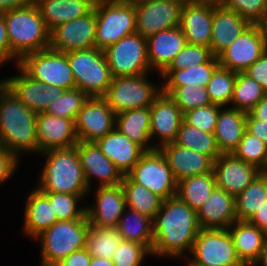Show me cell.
I'll return each instance as SVG.
<instances>
[{"instance_id": "obj_12", "label": "cell", "mask_w": 267, "mask_h": 266, "mask_svg": "<svg viewBox=\"0 0 267 266\" xmlns=\"http://www.w3.org/2000/svg\"><path fill=\"white\" fill-rule=\"evenodd\" d=\"M127 176L163 200L177 195L178 182L159 149L146 152Z\"/></svg>"}, {"instance_id": "obj_33", "label": "cell", "mask_w": 267, "mask_h": 266, "mask_svg": "<svg viewBox=\"0 0 267 266\" xmlns=\"http://www.w3.org/2000/svg\"><path fill=\"white\" fill-rule=\"evenodd\" d=\"M115 128L146 152L156 150L154 143L150 142V107L117 113Z\"/></svg>"}, {"instance_id": "obj_3", "label": "cell", "mask_w": 267, "mask_h": 266, "mask_svg": "<svg viewBox=\"0 0 267 266\" xmlns=\"http://www.w3.org/2000/svg\"><path fill=\"white\" fill-rule=\"evenodd\" d=\"M41 155L47 156L38 179L37 188L41 192L89 195L76 146L48 150Z\"/></svg>"}, {"instance_id": "obj_39", "label": "cell", "mask_w": 267, "mask_h": 266, "mask_svg": "<svg viewBox=\"0 0 267 266\" xmlns=\"http://www.w3.org/2000/svg\"><path fill=\"white\" fill-rule=\"evenodd\" d=\"M175 144L197 151L215 161L220 155L214 133H207L183 120L178 130Z\"/></svg>"}, {"instance_id": "obj_54", "label": "cell", "mask_w": 267, "mask_h": 266, "mask_svg": "<svg viewBox=\"0 0 267 266\" xmlns=\"http://www.w3.org/2000/svg\"><path fill=\"white\" fill-rule=\"evenodd\" d=\"M246 131L267 144V121L254 119L247 113Z\"/></svg>"}, {"instance_id": "obj_28", "label": "cell", "mask_w": 267, "mask_h": 266, "mask_svg": "<svg viewBox=\"0 0 267 266\" xmlns=\"http://www.w3.org/2000/svg\"><path fill=\"white\" fill-rule=\"evenodd\" d=\"M252 24L238 13L215 5L212 17L210 49L218 57L235 39Z\"/></svg>"}, {"instance_id": "obj_25", "label": "cell", "mask_w": 267, "mask_h": 266, "mask_svg": "<svg viewBox=\"0 0 267 266\" xmlns=\"http://www.w3.org/2000/svg\"><path fill=\"white\" fill-rule=\"evenodd\" d=\"M201 229H228L236 220L235 197L215 187L197 211Z\"/></svg>"}, {"instance_id": "obj_15", "label": "cell", "mask_w": 267, "mask_h": 266, "mask_svg": "<svg viewBox=\"0 0 267 266\" xmlns=\"http://www.w3.org/2000/svg\"><path fill=\"white\" fill-rule=\"evenodd\" d=\"M96 10L83 17L60 24L50 31L49 48L69 51L95 48Z\"/></svg>"}, {"instance_id": "obj_52", "label": "cell", "mask_w": 267, "mask_h": 266, "mask_svg": "<svg viewBox=\"0 0 267 266\" xmlns=\"http://www.w3.org/2000/svg\"><path fill=\"white\" fill-rule=\"evenodd\" d=\"M244 73L256 80L267 94V51L249 66Z\"/></svg>"}, {"instance_id": "obj_2", "label": "cell", "mask_w": 267, "mask_h": 266, "mask_svg": "<svg viewBox=\"0 0 267 266\" xmlns=\"http://www.w3.org/2000/svg\"><path fill=\"white\" fill-rule=\"evenodd\" d=\"M36 116L0 81V146L18 158L22 152L38 154Z\"/></svg>"}, {"instance_id": "obj_6", "label": "cell", "mask_w": 267, "mask_h": 266, "mask_svg": "<svg viewBox=\"0 0 267 266\" xmlns=\"http://www.w3.org/2000/svg\"><path fill=\"white\" fill-rule=\"evenodd\" d=\"M90 224L87 216L80 220L57 221L35 240L41 241L40 264L61 262L72 252L85 248Z\"/></svg>"}, {"instance_id": "obj_42", "label": "cell", "mask_w": 267, "mask_h": 266, "mask_svg": "<svg viewBox=\"0 0 267 266\" xmlns=\"http://www.w3.org/2000/svg\"><path fill=\"white\" fill-rule=\"evenodd\" d=\"M237 72L219 66L213 73L206 89L212 104L226 106L233 96Z\"/></svg>"}, {"instance_id": "obj_61", "label": "cell", "mask_w": 267, "mask_h": 266, "mask_svg": "<svg viewBox=\"0 0 267 266\" xmlns=\"http://www.w3.org/2000/svg\"><path fill=\"white\" fill-rule=\"evenodd\" d=\"M261 30L263 32L264 43H265V50L267 51V15L265 18L259 23Z\"/></svg>"}, {"instance_id": "obj_53", "label": "cell", "mask_w": 267, "mask_h": 266, "mask_svg": "<svg viewBox=\"0 0 267 266\" xmlns=\"http://www.w3.org/2000/svg\"><path fill=\"white\" fill-rule=\"evenodd\" d=\"M11 59H15V65H18L19 59L11 52L10 49L4 16L0 14V66L3 64L5 65L8 61L10 62Z\"/></svg>"}, {"instance_id": "obj_8", "label": "cell", "mask_w": 267, "mask_h": 266, "mask_svg": "<svg viewBox=\"0 0 267 266\" xmlns=\"http://www.w3.org/2000/svg\"><path fill=\"white\" fill-rule=\"evenodd\" d=\"M18 66L32 79L63 90L76 88L67 54L46 48L24 55Z\"/></svg>"}, {"instance_id": "obj_37", "label": "cell", "mask_w": 267, "mask_h": 266, "mask_svg": "<svg viewBox=\"0 0 267 266\" xmlns=\"http://www.w3.org/2000/svg\"><path fill=\"white\" fill-rule=\"evenodd\" d=\"M267 200V172H261L235 197L237 220L248 221Z\"/></svg>"}, {"instance_id": "obj_55", "label": "cell", "mask_w": 267, "mask_h": 266, "mask_svg": "<svg viewBox=\"0 0 267 266\" xmlns=\"http://www.w3.org/2000/svg\"><path fill=\"white\" fill-rule=\"evenodd\" d=\"M91 259H92V256L84 248V249L72 252L62 262H64L67 266H90Z\"/></svg>"}, {"instance_id": "obj_5", "label": "cell", "mask_w": 267, "mask_h": 266, "mask_svg": "<svg viewBox=\"0 0 267 266\" xmlns=\"http://www.w3.org/2000/svg\"><path fill=\"white\" fill-rule=\"evenodd\" d=\"M95 48L105 50L127 35L136 32L134 1L97 0Z\"/></svg>"}, {"instance_id": "obj_17", "label": "cell", "mask_w": 267, "mask_h": 266, "mask_svg": "<svg viewBox=\"0 0 267 266\" xmlns=\"http://www.w3.org/2000/svg\"><path fill=\"white\" fill-rule=\"evenodd\" d=\"M19 74L1 81L35 113L45 112L51 102L60 97L65 90L58 86H47L29 77L18 65Z\"/></svg>"}, {"instance_id": "obj_24", "label": "cell", "mask_w": 267, "mask_h": 266, "mask_svg": "<svg viewBox=\"0 0 267 266\" xmlns=\"http://www.w3.org/2000/svg\"><path fill=\"white\" fill-rule=\"evenodd\" d=\"M158 149L165 156L177 182L213 171L214 161L197 151L181 147L174 142L164 144Z\"/></svg>"}, {"instance_id": "obj_60", "label": "cell", "mask_w": 267, "mask_h": 266, "mask_svg": "<svg viewBox=\"0 0 267 266\" xmlns=\"http://www.w3.org/2000/svg\"><path fill=\"white\" fill-rule=\"evenodd\" d=\"M260 264H262V266H267V241L261 250L259 259L254 263L253 266H261Z\"/></svg>"}, {"instance_id": "obj_34", "label": "cell", "mask_w": 267, "mask_h": 266, "mask_svg": "<svg viewBox=\"0 0 267 266\" xmlns=\"http://www.w3.org/2000/svg\"><path fill=\"white\" fill-rule=\"evenodd\" d=\"M220 66L218 57H212L208 62L194 65L188 69L164 70L160 77L164 79L162 87H179L198 85L205 87L210 81L214 71Z\"/></svg>"}, {"instance_id": "obj_30", "label": "cell", "mask_w": 267, "mask_h": 266, "mask_svg": "<svg viewBox=\"0 0 267 266\" xmlns=\"http://www.w3.org/2000/svg\"><path fill=\"white\" fill-rule=\"evenodd\" d=\"M246 118V112L231 106L220 108L214 136L221 154H231L237 148L246 130Z\"/></svg>"}, {"instance_id": "obj_18", "label": "cell", "mask_w": 267, "mask_h": 266, "mask_svg": "<svg viewBox=\"0 0 267 266\" xmlns=\"http://www.w3.org/2000/svg\"><path fill=\"white\" fill-rule=\"evenodd\" d=\"M36 132L38 154L52 149L71 148L79 142L75 120L56 117L44 112L37 113Z\"/></svg>"}, {"instance_id": "obj_36", "label": "cell", "mask_w": 267, "mask_h": 266, "mask_svg": "<svg viewBox=\"0 0 267 266\" xmlns=\"http://www.w3.org/2000/svg\"><path fill=\"white\" fill-rule=\"evenodd\" d=\"M215 187V176L211 171L180 180L176 196L197 212Z\"/></svg>"}, {"instance_id": "obj_11", "label": "cell", "mask_w": 267, "mask_h": 266, "mask_svg": "<svg viewBox=\"0 0 267 266\" xmlns=\"http://www.w3.org/2000/svg\"><path fill=\"white\" fill-rule=\"evenodd\" d=\"M112 77L148 74L147 40L135 32L104 50Z\"/></svg>"}, {"instance_id": "obj_14", "label": "cell", "mask_w": 267, "mask_h": 266, "mask_svg": "<svg viewBox=\"0 0 267 266\" xmlns=\"http://www.w3.org/2000/svg\"><path fill=\"white\" fill-rule=\"evenodd\" d=\"M116 114L103 97H88L75 119L78 141L96 142L115 128Z\"/></svg>"}, {"instance_id": "obj_40", "label": "cell", "mask_w": 267, "mask_h": 266, "mask_svg": "<svg viewBox=\"0 0 267 266\" xmlns=\"http://www.w3.org/2000/svg\"><path fill=\"white\" fill-rule=\"evenodd\" d=\"M123 241L117 227L99 228L90 226L85 249L92 257L112 259Z\"/></svg>"}, {"instance_id": "obj_45", "label": "cell", "mask_w": 267, "mask_h": 266, "mask_svg": "<svg viewBox=\"0 0 267 266\" xmlns=\"http://www.w3.org/2000/svg\"><path fill=\"white\" fill-rule=\"evenodd\" d=\"M52 205L57 221L80 220L86 216V206L78 203L86 195H73L59 192H42Z\"/></svg>"}, {"instance_id": "obj_16", "label": "cell", "mask_w": 267, "mask_h": 266, "mask_svg": "<svg viewBox=\"0 0 267 266\" xmlns=\"http://www.w3.org/2000/svg\"><path fill=\"white\" fill-rule=\"evenodd\" d=\"M265 51L261 27L252 24L218 56V61L223 68L237 73L244 72Z\"/></svg>"}, {"instance_id": "obj_7", "label": "cell", "mask_w": 267, "mask_h": 266, "mask_svg": "<svg viewBox=\"0 0 267 266\" xmlns=\"http://www.w3.org/2000/svg\"><path fill=\"white\" fill-rule=\"evenodd\" d=\"M66 54L76 88L88 97H103L113 78L104 51L89 48Z\"/></svg>"}, {"instance_id": "obj_50", "label": "cell", "mask_w": 267, "mask_h": 266, "mask_svg": "<svg viewBox=\"0 0 267 266\" xmlns=\"http://www.w3.org/2000/svg\"><path fill=\"white\" fill-rule=\"evenodd\" d=\"M148 255L152 254L145 246L123 240L111 260L115 266H141Z\"/></svg>"}, {"instance_id": "obj_26", "label": "cell", "mask_w": 267, "mask_h": 266, "mask_svg": "<svg viewBox=\"0 0 267 266\" xmlns=\"http://www.w3.org/2000/svg\"><path fill=\"white\" fill-rule=\"evenodd\" d=\"M95 143L123 175H127L146 153L141 146L132 142L116 128Z\"/></svg>"}, {"instance_id": "obj_35", "label": "cell", "mask_w": 267, "mask_h": 266, "mask_svg": "<svg viewBox=\"0 0 267 266\" xmlns=\"http://www.w3.org/2000/svg\"><path fill=\"white\" fill-rule=\"evenodd\" d=\"M117 229L124 241L141 244L151 252L154 241L151 218L126 207L119 220Z\"/></svg>"}, {"instance_id": "obj_48", "label": "cell", "mask_w": 267, "mask_h": 266, "mask_svg": "<svg viewBox=\"0 0 267 266\" xmlns=\"http://www.w3.org/2000/svg\"><path fill=\"white\" fill-rule=\"evenodd\" d=\"M221 5L251 24H259L267 15V0H223Z\"/></svg>"}, {"instance_id": "obj_27", "label": "cell", "mask_w": 267, "mask_h": 266, "mask_svg": "<svg viewBox=\"0 0 267 266\" xmlns=\"http://www.w3.org/2000/svg\"><path fill=\"white\" fill-rule=\"evenodd\" d=\"M147 56L151 70L161 74L187 45L181 28L174 27L160 31L147 39Z\"/></svg>"}, {"instance_id": "obj_57", "label": "cell", "mask_w": 267, "mask_h": 266, "mask_svg": "<svg viewBox=\"0 0 267 266\" xmlns=\"http://www.w3.org/2000/svg\"><path fill=\"white\" fill-rule=\"evenodd\" d=\"M36 0H0V14L34 4Z\"/></svg>"}, {"instance_id": "obj_4", "label": "cell", "mask_w": 267, "mask_h": 266, "mask_svg": "<svg viewBox=\"0 0 267 266\" xmlns=\"http://www.w3.org/2000/svg\"><path fill=\"white\" fill-rule=\"evenodd\" d=\"M2 15L7 26L11 52L19 60L26 54L49 48L50 31L35 3Z\"/></svg>"}, {"instance_id": "obj_19", "label": "cell", "mask_w": 267, "mask_h": 266, "mask_svg": "<svg viewBox=\"0 0 267 266\" xmlns=\"http://www.w3.org/2000/svg\"><path fill=\"white\" fill-rule=\"evenodd\" d=\"M80 164L89 188L92 184V176L98 179L100 187L115 186L121 184L124 175L99 149L95 142H81L76 145Z\"/></svg>"}, {"instance_id": "obj_41", "label": "cell", "mask_w": 267, "mask_h": 266, "mask_svg": "<svg viewBox=\"0 0 267 266\" xmlns=\"http://www.w3.org/2000/svg\"><path fill=\"white\" fill-rule=\"evenodd\" d=\"M266 95V92L256 80L250 78L244 72H238L230 105L249 113Z\"/></svg>"}, {"instance_id": "obj_47", "label": "cell", "mask_w": 267, "mask_h": 266, "mask_svg": "<svg viewBox=\"0 0 267 266\" xmlns=\"http://www.w3.org/2000/svg\"><path fill=\"white\" fill-rule=\"evenodd\" d=\"M213 56L210 48L187 43L165 70L188 69L208 62Z\"/></svg>"}, {"instance_id": "obj_58", "label": "cell", "mask_w": 267, "mask_h": 266, "mask_svg": "<svg viewBox=\"0 0 267 266\" xmlns=\"http://www.w3.org/2000/svg\"><path fill=\"white\" fill-rule=\"evenodd\" d=\"M248 114L254 119L267 121V95L263 97Z\"/></svg>"}, {"instance_id": "obj_23", "label": "cell", "mask_w": 267, "mask_h": 266, "mask_svg": "<svg viewBox=\"0 0 267 266\" xmlns=\"http://www.w3.org/2000/svg\"><path fill=\"white\" fill-rule=\"evenodd\" d=\"M214 4L187 2L181 10L179 27L188 44L210 48Z\"/></svg>"}, {"instance_id": "obj_44", "label": "cell", "mask_w": 267, "mask_h": 266, "mask_svg": "<svg viewBox=\"0 0 267 266\" xmlns=\"http://www.w3.org/2000/svg\"><path fill=\"white\" fill-rule=\"evenodd\" d=\"M161 88L163 93L168 94L175 101L183 114L191 109L211 104L207 89L200 85Z\"/></svg>"}, {"instance_id": "obj_59", "label": "cell", "mask_w": 267, "mask_h": 266, "mask_svg": "<svg viewBox=\"0 0 267 266\" xmlns=\"http://www.w3.org/2000/svg\"><path fill=\"white\" fill-rule=\"evenodd\" d=\"M90 266H115L111 259L92 257Z\"/></svg>"}, {"instance_id": "obj_13", "label": "cell", "mask_w": 267, "mask_h": 266, "mask_svg": "<svg viewBox=\"0 0 267 266\" xmlns=\"http://www.w3.org/2000/svg\"><path fill=\"white\" fill-rule=\"evenodd\" d=\"M136 32L143 38L180 24L183 4L175 0H135Z\"/></svg>"}, {"instance_id": "obj_29", "label": "cell", "mask_w": 267, "mask_h": 266, "mask_svg": "<svg viewBox=\"0 0 267 266\" xmlns=\"http://www.w3.org/2000/svg\"><path fill=\"white\" fill-rule=\"evenodd\" d=\"M228 231L238 258L245 266H253L267 241V234L249 221L236 220Z\"/></svg>"}, {"instance_id": "obj_22", "label": "cell", "mask_w": 267, "mask_h": 266, "mask_svg": "<svg viewBox=\"0 0 267 266\" xmlns=\"http://www.w3.org/2000/svg\"><path fill=\"white\" fill-rule=\"evenodd\" d=\"M216 186L238 196L261 173L255 166L231 154H221L213 164Z\"/></svg>"}, {"instance_id": "obj_38", "label": "cell", "mask_w": 267, "mask_h": 266, "mask_svg": "<svg viewBox=\"0 0 267 266\" xmlns=\"http://www.w3.org/2000/svg\"><path fill=\"white\" fill-rule=\"evenodd\" d=\"M121 186L125 195L126 207L153 220L161 209L163 199L142 185L134 183L127 175H124Z\"/></svg>"}, {"instance_id": "obj_56", "label": "cell", "mask_w": 267, "mask_h": 266, "mask_svg": "<svg viewBox=\"0 0 267 266\" xmlns=\"http://www.w3.org/2000/svg\"><path fill=\"white\" fill-rule=\"evenodd\" d=\"M248 221L267 234V200Z\"/></svg>"}, {"instance_id": "obj_43", "label": "cell", "mask_w": 267, "mask_h": 266, "mask_svg": "<svg viewBox=\"0 0 267 266\" xmlns=\"http://www.w3.org/2000/svg\"><path fill=\"white\" fill-rule=\"evenodd\" d=\"M232 154L261 172H267V144L246 130Z\"/></svg>"}, {"instance_id": "obj_1", "label": "cell", "mask_w": 267, "mask_h": 266, "mask_svg": "<svg viewBox=\"0 0 267 266\" xmlns=\"http://www.w3.org/2000/svg\"><path fill=\"white\" fill-rule=\"evenodd\" d=\"M153 224V247L151 254L168 258L183 257L190 253L200 231L197 212L177 196L163 200Z\"/></svg>"}, {"instance_id": "obj_31", "label": "cell", "mask_w": 267, "mask_h": 266, "mask_svg": "<svg viewBox=\"0 0 267 266\" xmlns=\"http://www.w3.org/2000/svg\"><path fill=\"white\" fill-rule=\"evenodd\" d=\"M96 0H36L40 14L51 31L56 26L85 16L94 9Z\"/></svg>"}, {"instance_id": "obj_32", "label": "cell", "mask_w": 267, "mask_h": 266, "mask_svg": "<svg viewBox=\"0 0 267 266\" xmlns=\"http://www.w3.org/2000/svg\"><path fill=\"white\" fill-rule=\"evenodd\" d=\"M55 222L57 217L49 199L38 188L34 189L26 202L22 232L35 239Z\"/></svg>"}, {"instance_id": "obj_20", "label": "cell", "mask_w": 267, "mask_h": 266, "mask_svg": "<svg viewBox=\"0 0 267 266\" xmlns=\"http://www.w3.org/2000/svg\"><path fill=\"white\" fill-rule=\"evenodd\" d=\"M95 204L86 205V216L90 226L99 228L117 227L126 208V201L121 184L97 187Z\"/></svg>"}, {"instance_id": "obj_51", "label": "cell", "mask_w": 267, "mask_h": 266, "mask_svg": "<svg viewBox=\"0 0 267 266\" xmlns=\"http://www.w3.org/2000/svg\"><path fill=\"white\" fill-rule=\"evenodd\" d=\"M19 158L9 152L4 146H0V184L6 182L15 173Z\"/></svg>"}, {"instance_id": "obj_21", "label": "cell", "mask_w": 267, "mask_h": 266, "mask_svg": "<svg viewBox=\"0 0 267 266\" xmlns=\"http://www.w3.org/2000/svg\"><path fill=\"white\" fill-rule=\"evenodd\" d=\"M183 120V113L175 101L161 92L150 106V138L159 139L156 149L175 141Z\"/></svg>"}, {"instance_id": "obj_9", "label": "cell", "mask_w": 267, "mask_h": 266, "mask_svg": "<svg viewBox=\"0 0 267 266\" xmlns=\"http://www.w3.org/2000/svg\"><path fill=\"white\" fill-rule=\"evenodd\" d=\"M189 254L188 266H245L228 229H200Z\"/></svg>"}, {"instance_id": "obj_46", "label": "cell", "mask_w": 267, "mask_h": 266, "mask_svg": "<svg viewBox=\"0 0 267 266\" xmlns=\"http://www.w3.org/2000/svg\"><path fill=\"white\" fill-rule=\"evenodd\" d=\"M88 96L80 89L65 90L54 102H51L44 113L56 117L75 120Z\"/></svg>"}, {"instance_id": "obj_64", "label": "cell", "mask_w": 267, "mask_h": 266, "mask_svg": "<svg viewBox=\"0 0 267 266\" xmlns=\"http://www.w3.org/2000/svg\"><path fill=\"white\" fill-rule=\"evenodd\" d=\"M175 1H179L182 4H185L187 2H191L192 0H175Z\"/></svg>"}, {"instance_id": "obj_63", "label": "cell", "mask_w": 267, "mask_h": 266, "mask_svg": "<svg viewBox=\"0 0 267 266\" xmlns=\"http://www.w3.org/2000/svg\"><path fill=\"white\" fill-rule=\"evenodd\" d=\"M47 266H67L64 262H54L51 264H48Z\"/></svg>"}, {"instance_id": "obj_10", "label": "cell", "mask_w": 267, "mask_h": 266, "mask_svg": "<svg viewBox=\"0 0 267 266\" xmlns=\"http://www.w3.org/2000/svg\"><path fill=\"white\" fill-rule=\"evenodd\" d=\"M146 75L112 78L103 98L115 114L135 108L150 107L153 104L162 92V88L150 83Z\"/></svg>"}, {"instance_id": "obj_49", "label": "cell", "mask_w": 267, "mask_h": 266, "mask_svg": "<svg viewBox=\"0 0 267 266\" xmlns=\"http://www.w3.org/2000/svg\"><path fill=\"white\" fill-rule=\"evenodd\" d=\"M221 107L211 103L204 107L194 108L185 112L183 119L203 132L214 133Z\"/></svg>"}, {"instance_id": "obj_62", "label": "cell", "mask_w": 267, "mask_h": 266, "mask_svg": "<svg viewBox=\"0 0 267 266\" xmlns=\"http://www.w3.org/2000/svg\"><path fill=\"white\" fill-rule=\"evenodd\" d=\"M193 2L212 3L215 5H221L223 0H192Z\"/></svg>"}]
</instances>
